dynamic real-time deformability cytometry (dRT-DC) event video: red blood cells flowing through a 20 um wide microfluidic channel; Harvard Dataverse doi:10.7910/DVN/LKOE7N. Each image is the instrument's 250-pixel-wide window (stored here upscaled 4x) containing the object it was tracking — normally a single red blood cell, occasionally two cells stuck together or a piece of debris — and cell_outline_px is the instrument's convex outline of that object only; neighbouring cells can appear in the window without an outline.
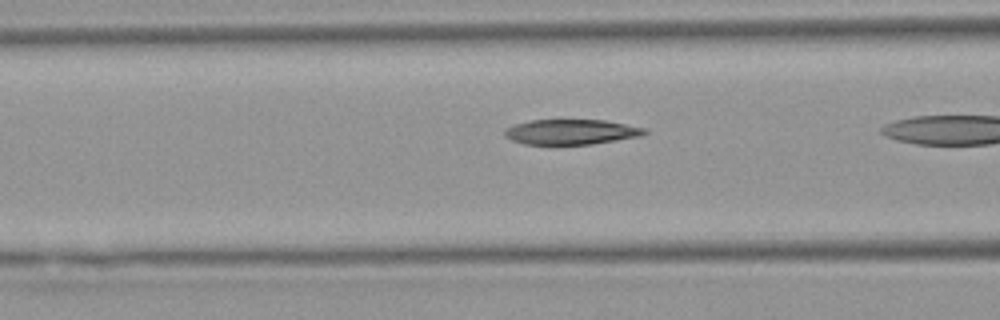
{"species": "Egyptian fruit bat (a non-hibernating species)", "species_latin": "Rousettus aegyptiacus", "temperature_condition": "warm", "stored_images_in_passage": 36, "camera_frame_rate_fps": 3000, "um_per_image_px": 0.085, "animal": {"sex": "female"}, "frame": {"image": 1, "passage_image": 15, "time_ms": 4.667, "image_size_px": [1000, 320], "cell_outline_px": [[648, 132], [640, 136], [592, 144], [524, 144], [512, 140], [504, 136], [504, 128], [528, 120], [604, 120], [644, 128]], "centroid_in_image_um": [48.5, 11.21], "position_along_channel_um": 118.1, "area_um2": 20.35}}
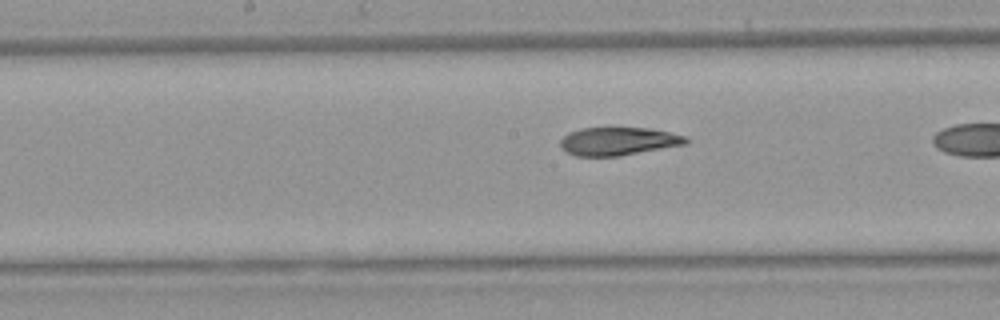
{"frame": {"image": 2, "passage_image": 21, "time_ms": 6.667, "image_size_px": [1000, 320], "cell_outline_px": [[688, 144], [620, 156], [576, 156], [560, 148], [560, 140], [568, 132], [580, 128], [648, 128], [688, 136]], "centroid_in_image_um": [52.56, 12.01], "position_along_channel_um": 195.6, "area_um2": 20.69}}
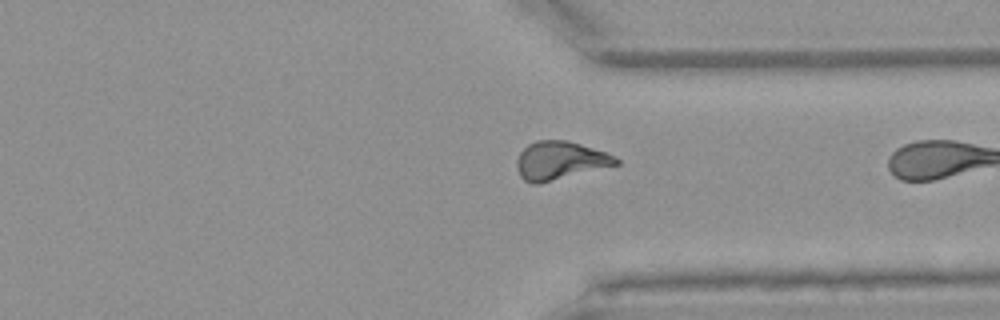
{"frame": {"image": 3, "passage_image": 34, "time_ms": 11.0, "image_size_px": [1000, 320], "cell_outline_px": [[620, 164], [540, 184], [532, 184], [524, 180], [520, 176], [516, 168], [516, 160], [520, 152], [528, 144], [536, 140], [568, 140], [608, 152], [616, 156], [620, 160]], "centroid_in_image_um": [47.62, 13.65], "position_along_channel_um": 363.8, "area_um2": 22.54}}